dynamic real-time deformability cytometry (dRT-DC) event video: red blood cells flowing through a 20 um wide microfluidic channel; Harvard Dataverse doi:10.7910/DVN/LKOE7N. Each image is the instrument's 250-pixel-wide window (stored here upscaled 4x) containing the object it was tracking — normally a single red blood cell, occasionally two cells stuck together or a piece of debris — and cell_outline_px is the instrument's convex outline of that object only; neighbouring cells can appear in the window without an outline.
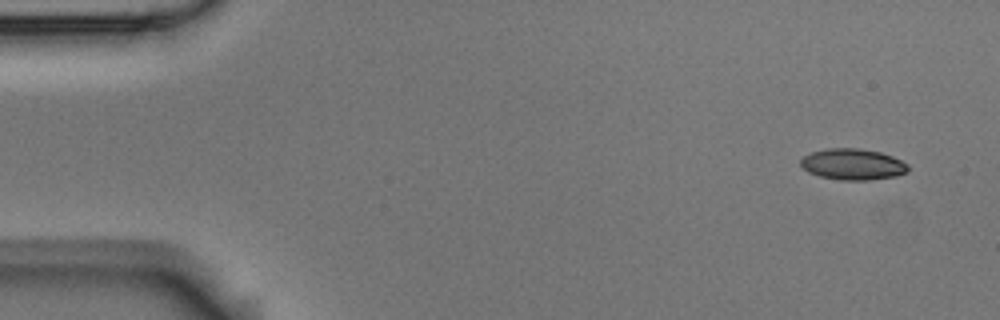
{"species": "Egyptian fruit bat (a non-hibernating species)", "species_latin": "Rousettus aegyptiacus", "temperature_condition": "room temperature", "stored_images_in_passage": 9, "camera_frame_rate_fps": 3000, "um_per_image_px": 0.085, "animal": {"sex": "male"}, "frame": {"image": 1, "passage_image": 1, "time_ms": 0.0, "image_size_px": [1000, 320], "cell_outline_px": [[908, 172], [896, 176], [868, 180], [840, 180], [820, 176], [808, 172], [800, 164], [800, 160], [804, 156], [812, 152], [828, 148], [860, 148], [880, 152], [892, 156], [908, 164]], "centroid_in_image_um": [72.49, 13.96], "position_along_channel_um": 12.5, "area_um2": 19.48}}
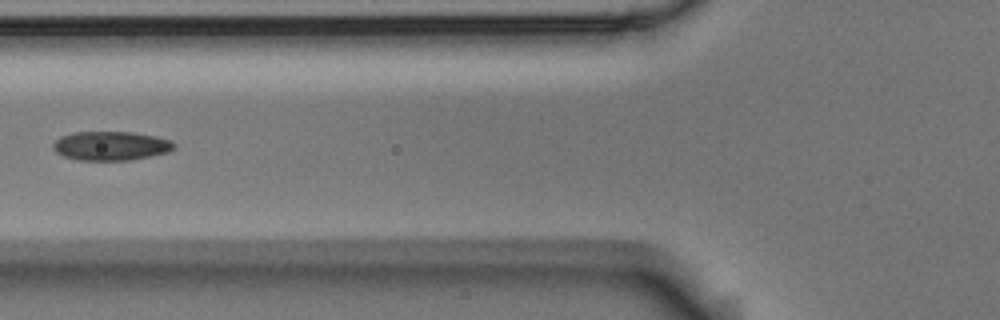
{"frame": {"image": 2, "passage_image": 6, "time_ms": 1.667, "image_size_px": [1000, 320], "cell_outline_px": [[176, 144], [168, 152], [128, 160], [76, 160], [64, 156], [56, 152], [52, 148], [52, 144], [60, 136], [72, 132], [132, 132], [156, 136], [172, 140]], "centroid_in_image_um": [9.39, 12.39], "position_along_channel_um": 116.4, "area_um2": 20.46}}
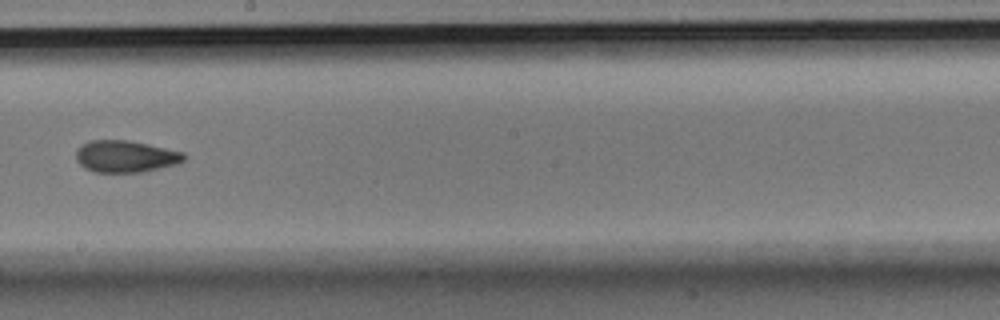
{"frame": {"image": 3, "passage_image": 9, "time_ms": 2.667, "image_size_px": [1000, 320], "cell_outline_px": [[188, 156], [180, 164], [144, 172], [92, 172], [84, 168], [76, 160], [76, 148], [80, 144], [88, 140], [128, 140], [184, 152]], "centroid_in_image_um": [10.67, 13.3], "position_along_channel_um": 237.5, "area_um2": 20.46}}